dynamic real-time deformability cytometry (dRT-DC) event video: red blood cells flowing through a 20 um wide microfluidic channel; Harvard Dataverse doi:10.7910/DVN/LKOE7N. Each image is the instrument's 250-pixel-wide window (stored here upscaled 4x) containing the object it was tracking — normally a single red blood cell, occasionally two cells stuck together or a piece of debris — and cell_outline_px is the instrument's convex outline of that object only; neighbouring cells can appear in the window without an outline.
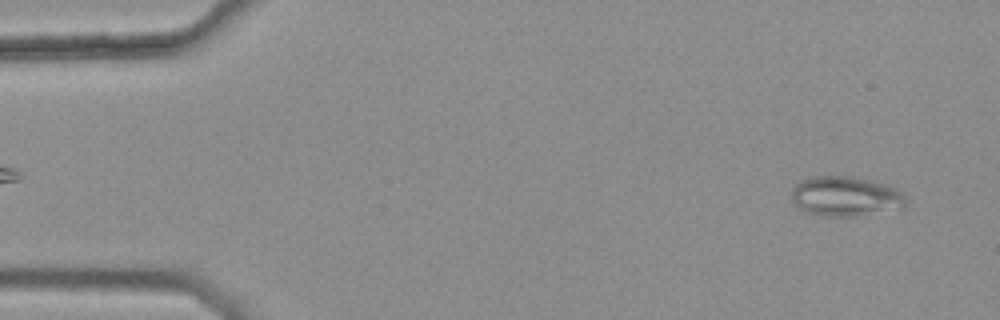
{"species": "common noctule bat (a hibernating species)", "species_latin": "Nyctalus noctula", "temperature_condition": "warm", "stored_images_in_passage": 46, "camera_frame_rate_fps": 3000, "um_per_image_px": 0.085, "animal": {"sex": "female", "body_mass_g": 25.1}, "frame": {"image": 1, "passage_image": 3, "time_ms": 0.667, "image_size_px": [1000, 320], "cell_outline_px": [[904, 208], [856, 216], [820, 216], [808, 212], [800, 208], [792, 200], [792, 188], [800, 180], [808, 176], [852, 176], [872, 180], [896, 188], [904, 196]], "centroid_in_image_um": [71.84, 16.68], "position_along_channel_um": 13.2, "area_um2": 26.59}}
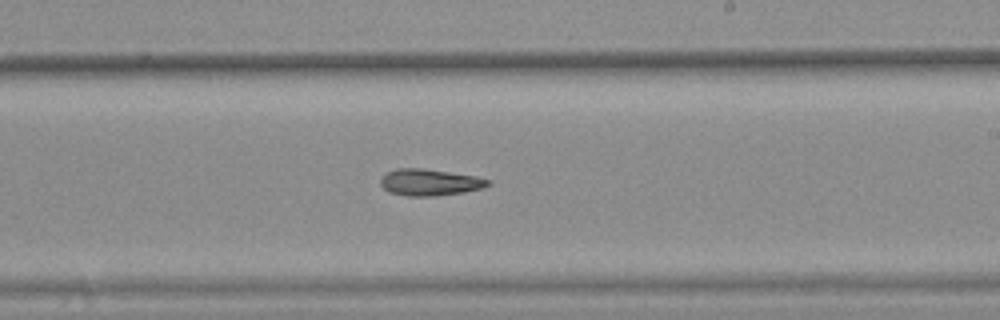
{"frame": {"image": 2, "passage_image": 31, "time_ms": 10.0, "image_size_px": [1000, 320], "cell_outline_px": [[492, 184], [480, 188], [464, 192], [436, 196], [408, 196], [388, 192], [380, 184], [380, 180], [388, 172], [396, 168], [424, 168], [476, 176], [492, 180]], "centroid_in_image_um": [36.55, 15.49], "position_along_channel_um": 252.5, "area_um2": 16.7}}
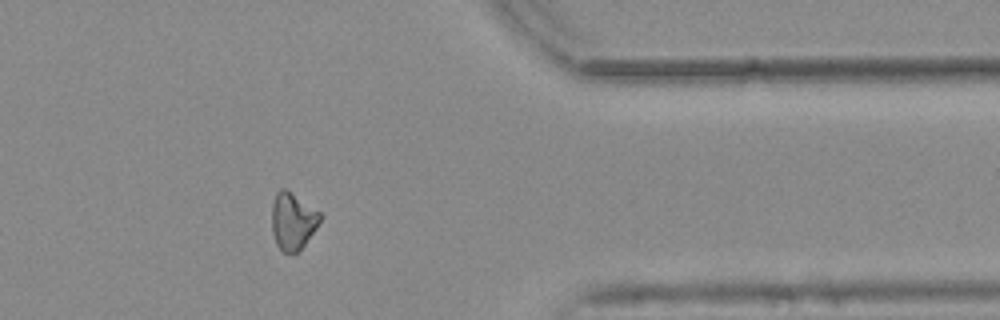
{"frame": {"image": 3, "passage_image": 43, "time_ms": 14.0, "image_size_px": [1000, 320], "cell_outline_px": [[324, 216], [316, 228], [304, 244], [296, 252], [284, 252], [276, 244], [272, 232], [272, 204], [276, 192], [280, 188], [284, 188], [320, 212]], "centroid_in_image_um": [24.88, 18.77], "position_along_channel_um": 386.5, "area_um2": 15.84}}